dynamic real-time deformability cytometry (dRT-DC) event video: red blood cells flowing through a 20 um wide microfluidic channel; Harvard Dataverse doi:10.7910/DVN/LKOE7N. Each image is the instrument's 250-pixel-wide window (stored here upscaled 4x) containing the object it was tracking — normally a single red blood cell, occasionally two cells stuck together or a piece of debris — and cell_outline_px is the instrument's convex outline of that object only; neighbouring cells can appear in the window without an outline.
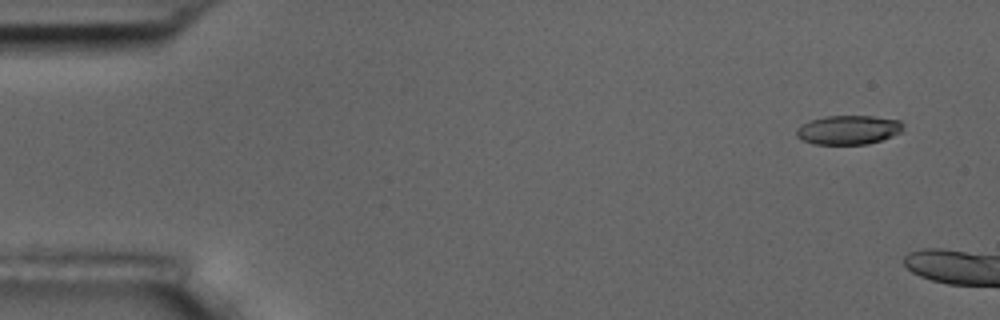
{"species": "common noctule bat (a hibernating species)", "species_latin": "Nyctalus noctula", "temperature_condition": "room temperature", "stored_images_in_passage": 3, "camera_frame_rate_fps": 3000, "um_per_image_px": 0.085, "animal": {"sex": "male", "body_mass_g": 17.5, "forearm_length_mm": 52.3}, "frame": {"image": 1, "passage_image": 1, "time_ms": 0.0, "image_size_px": [1000, 320], "cell_outline_px": [[904, 132], [868, 144], [812, 144], [796, 136], [796, 128], [800, 124], [824, 116], [872, 116], [900, 120], [904, 124]], "centroid_in_image_um": [72.14, 11.03], "position_along_channel_um": 12.9, "area_um2": 18.26}}